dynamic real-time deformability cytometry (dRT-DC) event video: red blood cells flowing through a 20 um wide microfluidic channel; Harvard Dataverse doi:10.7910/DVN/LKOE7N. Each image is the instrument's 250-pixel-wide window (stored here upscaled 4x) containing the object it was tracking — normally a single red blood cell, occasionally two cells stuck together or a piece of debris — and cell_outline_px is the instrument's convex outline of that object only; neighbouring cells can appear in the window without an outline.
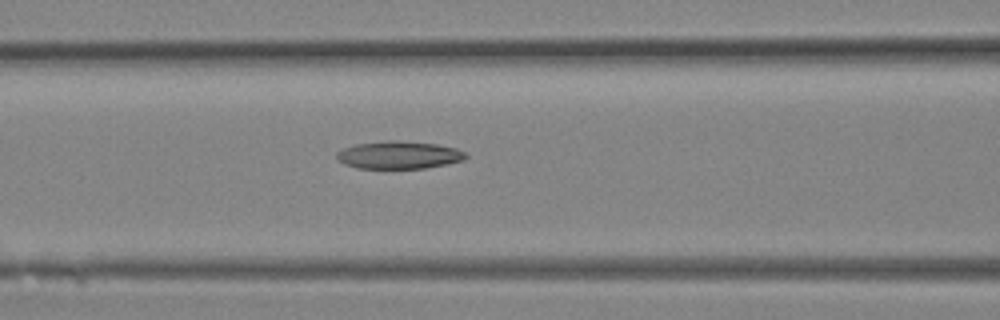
{"species": "Egyptian fruit bat (a non-hibernating species)", "species_latin": "Rousettus aegyptiacus", "temperature_condition": "room temperature", "stored_images_in_passage": 14, "camera_frame_rate_fps": 3000, "um_per_image_px": 0.085, "animal": {"sex": "female"}, "frame": {"image": 1, "passage_image": 12, "time_ms": 3.667, "image_size_px": [1000, 320], "cell_outline_px": [[468, 156], [464, 160], [424, 168], [356, 168], [344, 164], [336, 160], [336, 152], [344, 148], [356, 144], [388, 140], [392, 140], [436, 144], [456, 148], [464, 152]], "centroid_in_image_um": [33.86, 13.17], "position_along_channel_um": 132.7, "area_um2": 20.69}}
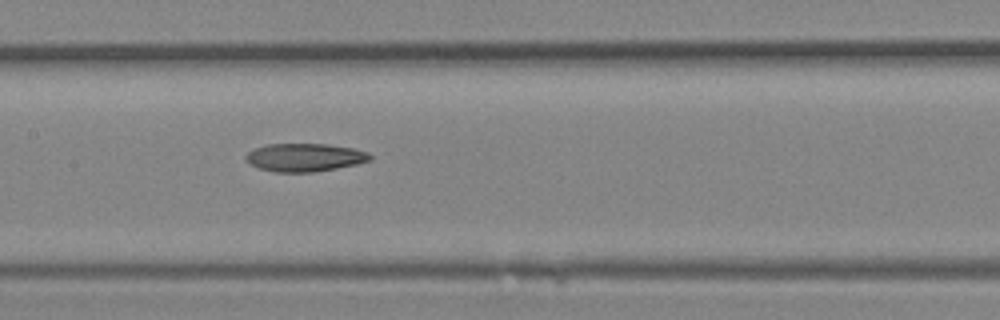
{"frame": {"image": 2, "passage_image": 14, "time_ms": 4.333, "image_size_px": [1000, 320], "cell_outline_px": [[372, 160], [356, 164], [336, 168], [312, 172], [272, 172], [260, 168], [252, 164], [244, 156], [252, 148], [268, 144], [328, 144], [352, 148], [368, 152], [372, 156]], "centroid_in_image_um": [25.9, 13.37], "position_along_channel_um": 181.5, "area_um2": 20.29}}